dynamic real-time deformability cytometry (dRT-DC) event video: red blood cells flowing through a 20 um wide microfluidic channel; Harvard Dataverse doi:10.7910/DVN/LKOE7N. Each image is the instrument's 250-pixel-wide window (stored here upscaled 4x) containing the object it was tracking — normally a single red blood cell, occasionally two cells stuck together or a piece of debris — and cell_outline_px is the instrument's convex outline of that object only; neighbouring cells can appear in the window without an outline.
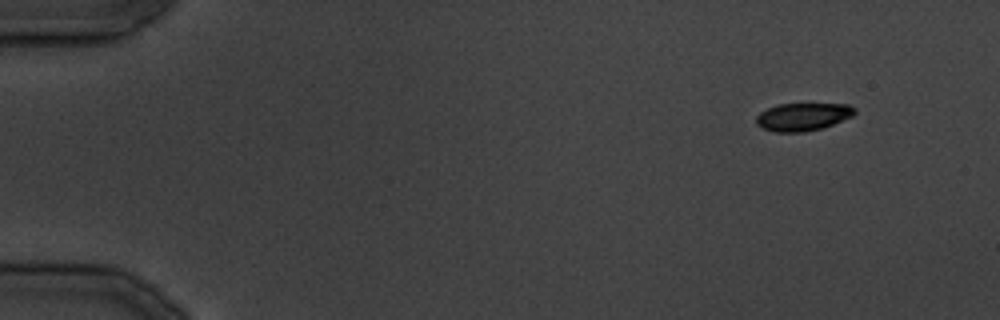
{"species": "common noctule bat (a hibernating species)", "species_latin": "Nyctalus noctula", "temperature_condition": "cold", "stored_images_in_passage": 9, "camera_frame_rate_fps": 3000, "um_per_image_px": 0.085, "animal": {"sex": "male", "body_mass_g": 19.5, "forearm_length_mm": 54.6}, "frame": {"image": 1, "passage_image": 1, "time_ms": 0.0, "image_size_px": [1000, 320], "cell_outline_px": [[856, 112], [852, 116], [832, 124], [820, 128], [804, 132], [776, 132], [764, 128], [756, 124], [756, 116], [760, 112], [776, 104], [848, 104], [856, 108]], "centroid_in_image_um": [68.23, 9.92], "position_along_channel_um": 16.8, "area_um2": 15.84}}
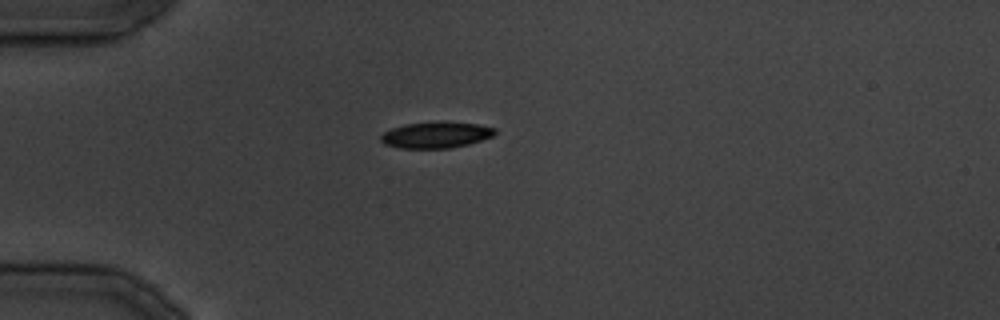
{"frame": {"image": 2, "passage_image": 8, "time_ms": 8.0, "image_size_px": [1000, 320], "cell_outline_px": [[496, 132], [492, 136], [468, 144], [452, 148], [400, 148], [384, 144], [380, 140], [380, 136], [384, 132], [392, 128], [404, 124], [476, 124], [496, 128]], "centroid_in_image_um": [37.01, 11.51], "position_along_channel_um": 48.0, "area_um2": 16.59}}